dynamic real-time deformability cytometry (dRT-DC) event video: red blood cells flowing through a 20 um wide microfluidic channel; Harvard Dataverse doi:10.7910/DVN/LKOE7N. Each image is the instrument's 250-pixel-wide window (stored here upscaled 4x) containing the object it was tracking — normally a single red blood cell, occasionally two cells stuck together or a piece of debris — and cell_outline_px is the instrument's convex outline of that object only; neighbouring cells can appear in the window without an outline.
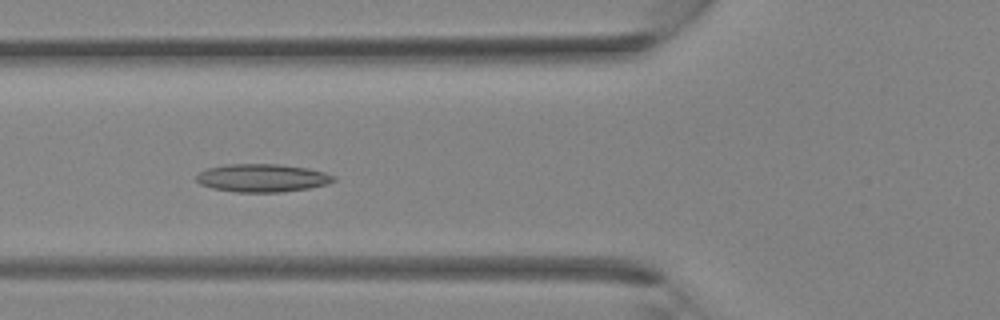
{"species": "Egyptian fruit bat (a non-hibernating species)", "species_latin": "Rousettus aegyptiacus", "temperature_condition": "room temperature", "stored_images_in_passage": 36, "camera_frame_rate_fps": 3000, "um_per_image_px": 0.085, "animal": {"sex": "female"}, "frame": {"image": 1, "passage_image": 13, "time_ms": 4.0, "image_size_px": [1000, 320], "cell_outline_px": [[336, 180], [328, 184], [308, 188], [280, 192], [236, 192], [212, 188], [200, 184], [196, 180], [196, 176], [200, 172], [208, 168], [224, 164], [280, 164], [308, 168], [324, 172], [336, 176]], "centroid_in_image_um": [22.3, 15.12], "position_along_channel_um": 103.5, "area_um2": 22.48}}
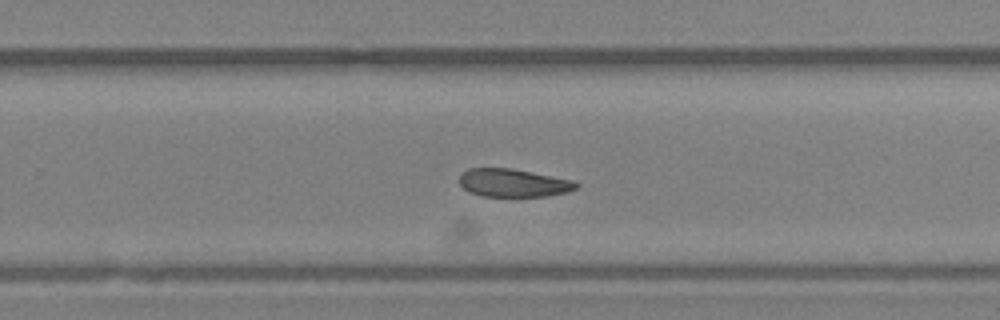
{"frame": {"image": 2, "passage_image": 23, "time_ms": 7.333, "image_size_px": [1000, 320], "cell_outline_px": [[580, 184], [576, 188], [568, 192], [548, 196], [480, 196], [468, 192], [460, 184], [460, 172], [468, 168], [512, 168], [576, 180]], "centroid_in_image_um": [43.65, 15.54], "position_along_channel_um": 286.1, "area_um2": 19.42}}
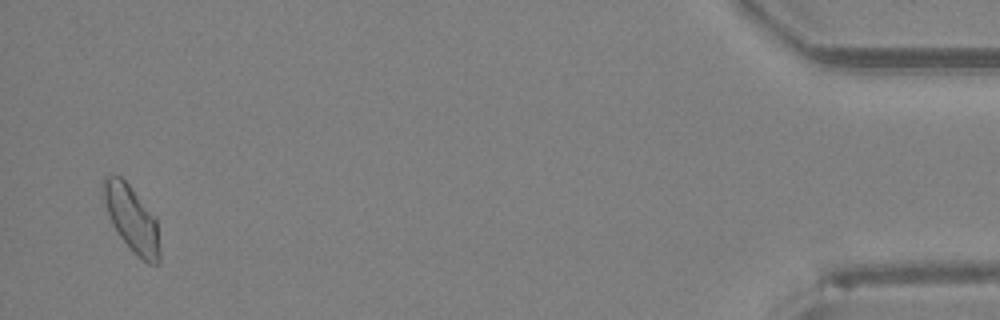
{"frame": {"image": 3, "passage_image": 35, "time_ms": 11.333, "image_size_px": [1000, 320], "cell_outline_px": [[160, 264], [148, 264], [132, 252], [120, 236], [112, 224], [100, 196], [104, 176], [120, 176], [128, 184], [156, 216], [160, 248]], "centroid_in_image_um": [11.19, 18.61], "position_along_channel_um": 424.0, "area_um2": 22.08}}